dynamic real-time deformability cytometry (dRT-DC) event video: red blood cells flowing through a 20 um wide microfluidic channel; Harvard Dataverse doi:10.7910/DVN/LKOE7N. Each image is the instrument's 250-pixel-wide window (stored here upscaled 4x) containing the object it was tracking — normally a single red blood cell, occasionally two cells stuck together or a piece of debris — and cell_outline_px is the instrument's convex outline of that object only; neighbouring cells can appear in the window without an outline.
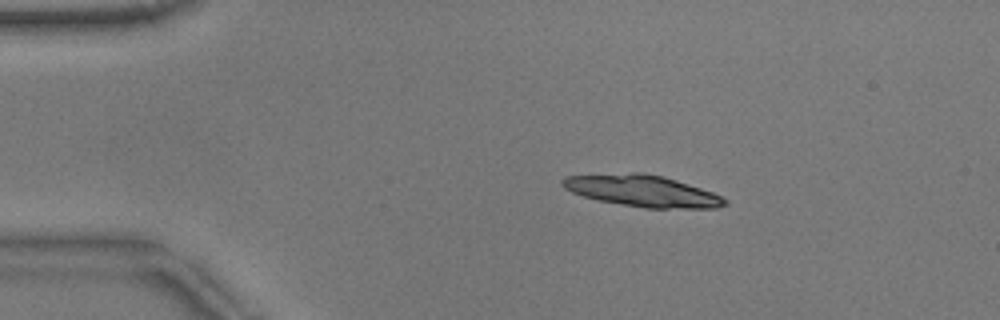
{"species": "common noctule bat (a hibernating species)", "species_latin": "Nyctalus noctula", "temperature_condition": "warm", "stored_images_in_passage": 8, "camera_frame_rate_fps": 3000, "um_per_image_px": 0.085, "animal": {"sex": "male", "body_mass_g": 17.9}, "frame": {"image": 1, "passage_image": 1, "time_ms": 0.0, "image_size_px": [1000, 320], "cell_outline_px": [[728, 204], [716, 208], [644, 208], [600, 200], [584, 196], [572, 192], [564, 188], [560, 184], [560, 180], [564, 176], [632, 172], [644, 172], [664, 176], [712, 192], [728, 200]], "centroid_in_image_um": [54.58, 16.21], "position_along_channel_um": 30.4, "area_um2": 29.82}}